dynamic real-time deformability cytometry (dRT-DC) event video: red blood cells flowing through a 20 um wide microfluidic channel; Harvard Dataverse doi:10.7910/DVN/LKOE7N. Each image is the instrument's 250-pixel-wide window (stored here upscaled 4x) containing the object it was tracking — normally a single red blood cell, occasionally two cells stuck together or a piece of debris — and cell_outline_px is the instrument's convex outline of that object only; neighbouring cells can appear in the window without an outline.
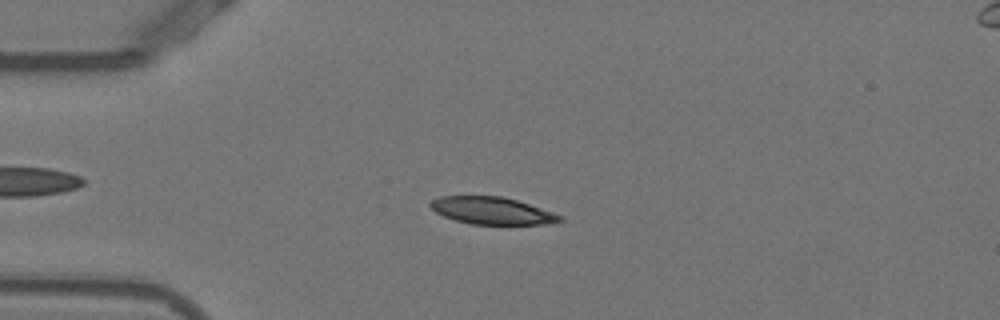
{"species": "Egyptian fruit bat (a non-hibernating species)", "species_latin": "Rousettus aegyptiacus", "temperature_condition": "warm", "stored_images_in_passage": 53, "camera_frame_rate_fps": 3000, "um_per_image_px": 0.085, "animal": {"sex": "female"}, "frame": {"image": 1, "passage_image": 13, "time_ms": 4.0, "image_size_px": [1000, 320], "cell_outline_px": [[564, 220], [548, 224], [472, 224], [456, 220], [444, 216], [436, 212], [428, 204], [432, 200], [440, 196], [500, 196], [516, 200], [564, 216]], "centroid_in_image_um": [41.82, 17.91], "position_along_channel_um": 43.2, "area_um2": 20.35}}
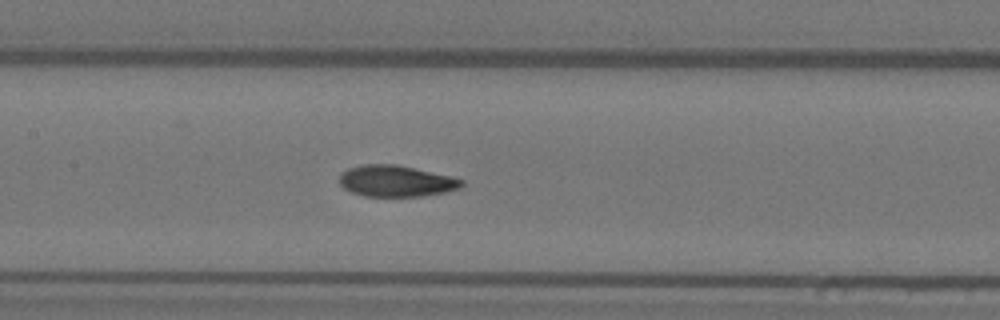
{"frame": {"image": 2, "passage_image": 25, "time_ms": 8.0, "image_size_px": [1000, 320], "cell_outline_px": [[464, 184], [460, 188], [444, 192], [420, 196], [364, 196], [352, 192], [344, 188], [340, 184], [340, 172], [348, 168], [364, 164], [396, 164], [448, 176], [464, 180]], "centroid_in_image_um": [33.63, 15.38], "position_along_channel_um": 173.8, "area_um2": 22.08}}
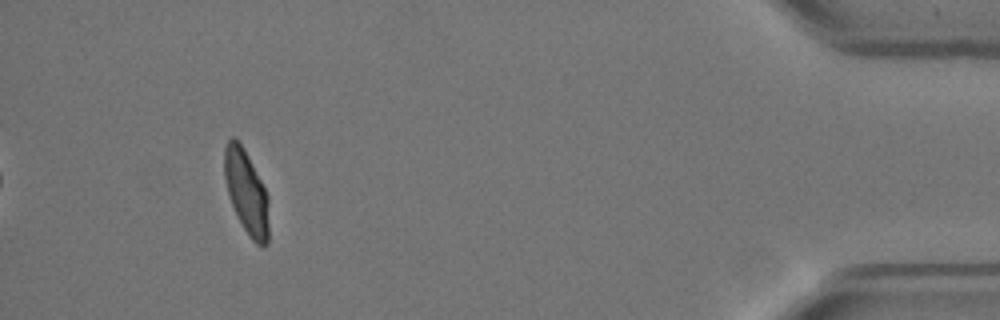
{"frame": {"image": 3, "passage_image": 49, "time_ms": 16.0, "image_size_px": [1000, 320], "cell_outline_px": [[268, 244], [264, 248], [256, 244], [252, 240], [244, 228], [232, 204], [228, 192], [224, 176], [224, 148], [228, 140], [232, 136], [244, 148], [268, 196]], "centroid_in_image_um": [20.95, 16.35], "position_along_channel_um": 414.3, "area_um2": 21.33}, "authors_computed_cell_mechanics": {"area_um2": 22.0796, "velocity_mm_per_s": 3.8196, "shape_relaxation_time_tau1_ms": 5.789, "shape_relaxation_time_tau2_ms": 0.816, "deformation_change_tau1": 0.1915, "deformation_change_tau2": 0.0425}}